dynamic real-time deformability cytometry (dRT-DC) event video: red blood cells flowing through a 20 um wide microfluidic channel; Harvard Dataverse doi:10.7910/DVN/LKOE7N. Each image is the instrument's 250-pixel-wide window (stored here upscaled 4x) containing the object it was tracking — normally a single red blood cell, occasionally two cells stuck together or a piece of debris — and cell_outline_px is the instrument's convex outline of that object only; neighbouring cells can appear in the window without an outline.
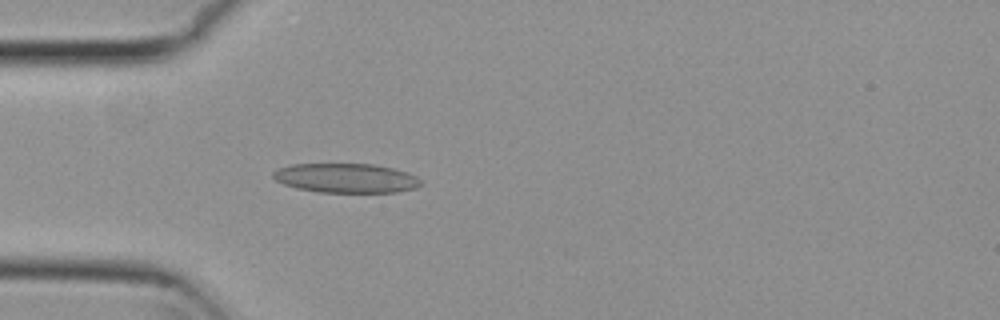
{"species": "common noctule bat (a hibernating species)", "species_latin": "Nyctalus noctula", "temperature_condition": "cold", "stored_images_in_passage": 2, "camera_frame_rate_fps": 3000, "um_per_image_px": 0.085, "animal": {"sex": "female", "body_mass_g": 29.2, "forearm_length_mm": 56.3}, "frame": {"image": 1, "passage_image": 2, "time_ms": 0.333, "image_size_px": [1000, 320], "cell_outline_px": [[420, 184], [416, 188], [396, 192], [316, 192], [296, 188], [284, 184], [276, 180], [272, 176], [272, 172], [276, 168], [292, 164], [372, 164], [392, 168], [416, 176], [420, 180]], "centroid_in_image_um": [29.35, 15.14], "position_along_channel_um": 55.6, "area_um2": 25.2}}